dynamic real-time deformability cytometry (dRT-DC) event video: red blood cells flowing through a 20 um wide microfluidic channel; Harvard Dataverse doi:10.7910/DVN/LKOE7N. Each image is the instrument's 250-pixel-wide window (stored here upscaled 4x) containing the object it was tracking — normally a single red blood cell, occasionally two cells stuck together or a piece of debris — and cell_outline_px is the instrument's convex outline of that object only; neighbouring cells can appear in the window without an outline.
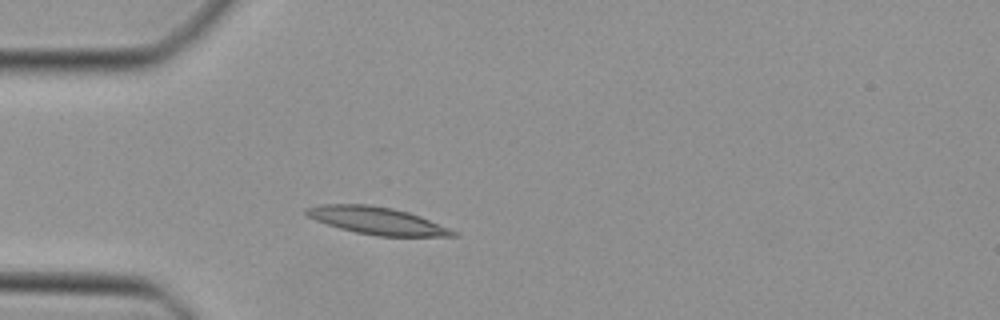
{"species": "Egyptian fruit bat (a non-hibernating species)", "species_latin": "Rousettus aegyptiacus", "temperature_condition": "cold", "stored_images_in_passage": 30, "camera_frame_rate_fps": 3000, "um_per_image_px": 0.085, "animal": {"sex": "female"}, "frame": {"image": 1, "passage_image": 5, "time_ms": 1.333, "image_size_px": [1000, 320], "cell_outline_px": [[460, 232], [456, 236], [376, 236], [356, 232], [340, 228], [316, 220], [308, 216], [304, 212], [304, 208], [320, 204], [368, 204], [392, 208], [408, 212], [420, 216]], "centroid_in_image_um": [32.06, 18.75], "position_along_channel_um": 52.9, "area_um2": 23.35}}
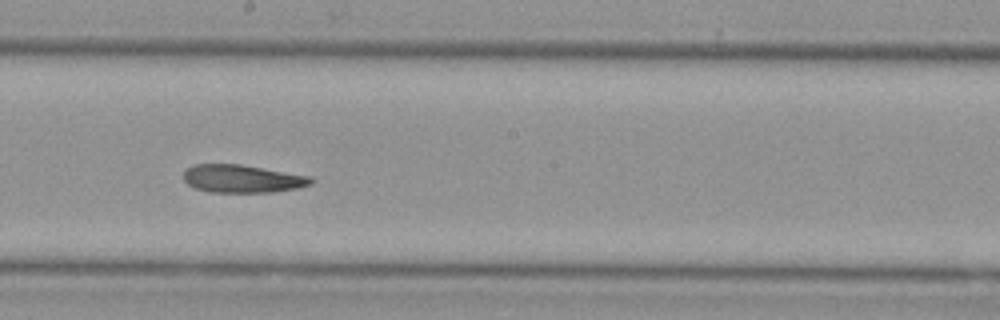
{"frame": {"image": 2, "passage_image": 18, "time_ms": 5.667, "image_size_px": [1000, 320], "cell_outline_px": [[316, 180], [312, 184], [296, 188], [272, 192], [208, 192], [196, 188], [188, 184], [184, 180], [184, 172], [192, 164], [240, 164], [312, 176]], "centroid_in_image_um": [20.63, 15.19], "position_along_channel_um": 227.6, "area_um2": 20.81}}
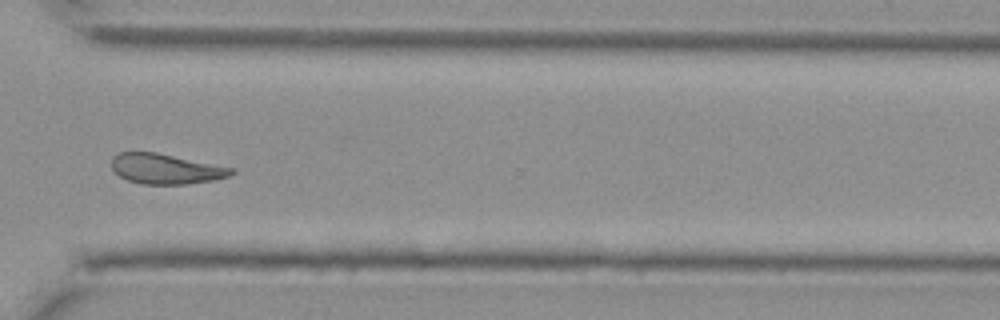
{"frame": {"image": 3, "passage_image": 27, "time_ms": 8.667, "image_size_px": [1000, 320], "cell_outline_px": [[236, 172], [228, 176], [212, 180], [184, 184], [140, 184], [128, 180], [120, 176], [112, 168], [112, 156], [120, 152], [156, 152], [236, 168]], "centroid_in_image_um": [14.11, 14.34], "position_along_channel_um": 356.5, "area_um2": 21.04}}